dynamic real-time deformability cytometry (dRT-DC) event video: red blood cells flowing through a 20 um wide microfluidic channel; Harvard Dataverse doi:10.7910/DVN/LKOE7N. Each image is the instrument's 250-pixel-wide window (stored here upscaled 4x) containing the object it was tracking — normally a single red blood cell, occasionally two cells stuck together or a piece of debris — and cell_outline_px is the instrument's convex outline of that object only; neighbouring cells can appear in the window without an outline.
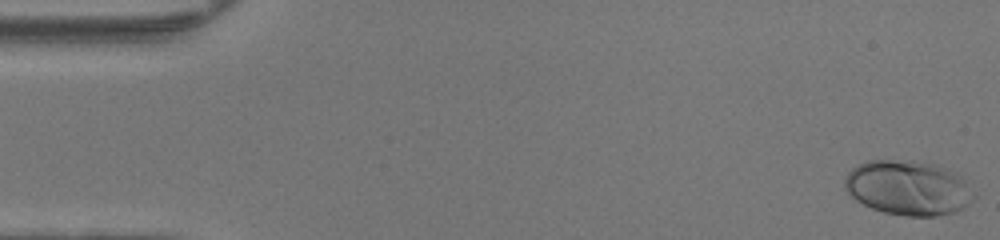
{"species": "human", "species_latin": "Homo sapiens", "temperature_condition": "warm", "stored_images_in_passage": 48, "camera_frame_rate_fps": 3000, "um_per_image_px": 0.085, "donor": {"sex": "female"}, "frame": {"image": 1, "passage_image": 1, "time_ms": 0.0, "image_size_px": [1000, 240], "cell_outline_px": [[976, 196], [968, 204], [952, 212], [936, 216], [904, 216], [884, 212], [872, 208], [856, 200], [844, 188], [844, 176], [852, 168], [868, 160], [912, 160], [940, 164], [956, 172], [976, 192]], "centroid_in_image_um": [77.21, 15.94], "position_along_channel_um": 7.8, "area_um2": 41.56}}
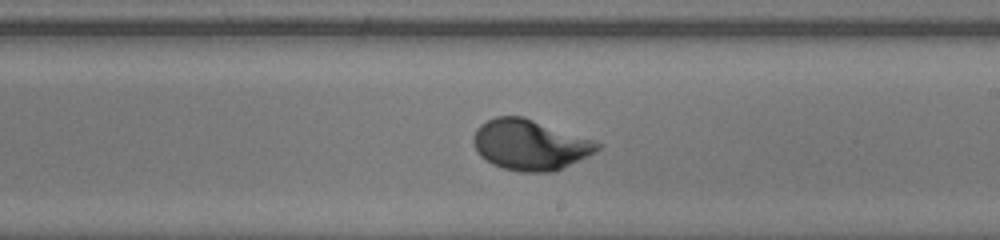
{"frame": {"image": 2, "passage_image": 28, "time_ms": 9.0, "image_size_px": [1000, 240], "cell_outline_px": [[604, 144], [596, 152], [588, 156], [552, 172], [520, 172], [504, 168], [492, 164], [480, 156], [472, 140], [472, 136], [476, 128], [480, 124], [496, 116], [520, 116]], "centroid_in_image_um": [45.01, 12.32], "position_along_channel_um": 244.0, "area_um2": 36.01}}
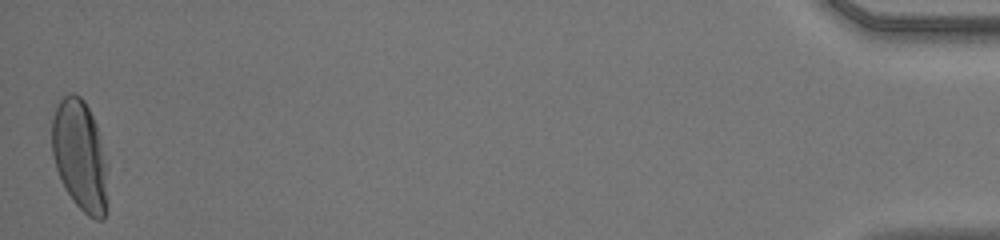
{"frame": {"image": 3, "passage_image": 48, "time_ms": 15.667, "image_size_px": [1000, 240], "cell_outline_px": [[108, 200], [104, 220], [96, 220], [88, 216], [72, 200], [64, 188], [56, 168], [52, 152], [52, 120], [56, 108], [60, 100], [64, 96], [72, 92], [80, 96], [84, 100], [96, 124], [108, 164]], "centroid_in_image_um": [6.83, 13.27], "position_along_channel_um": 428.4, "area_um2": 36.53}, "authors_computed_cell_mechanics": {"area_um2": 35.1713, "velocity_mm_per_s": 4.2781, "shape_relaxation_time_tau1_ms": 2.6354, "shape_relaxation_time_tau2_ms": null, "deformation_change_tau1": 0.1927, "deformation_change_tau2": null}}